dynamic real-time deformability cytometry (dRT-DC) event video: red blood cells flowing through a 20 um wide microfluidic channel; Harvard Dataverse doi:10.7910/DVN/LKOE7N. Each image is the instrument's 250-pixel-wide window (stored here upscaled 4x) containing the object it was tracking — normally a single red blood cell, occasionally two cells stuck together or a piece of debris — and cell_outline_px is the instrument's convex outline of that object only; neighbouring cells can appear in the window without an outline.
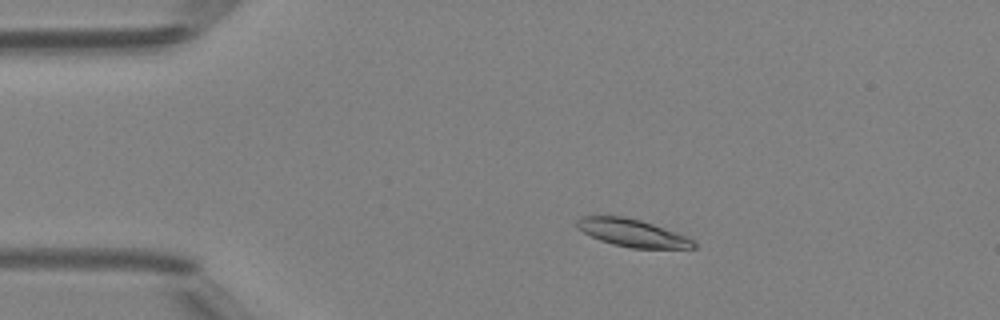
{"species": "Egyptian fruit bat (a non-hibernating species)", "species_latin": "Rousettus aegyptiacus", "temperature_condition": "room temperature", "stored_images_in_passage": 49, "camera_frame_rate_fps": 3000, "um_per_image_px": 0.085, "animal": {"sex": "female"}, "frame": {"image": 1, "passage_image": 9, "time_ms": 2.667, "image_size_px": [1000, 320], "cell_outline_px": [[696, 248], [632, 248], [612, 244], [600, 240], [576, 228], [576, 220], [580, 216], [624, 216], [640, 220], [688, 236], [696, 240]], "centroid_in_image_um": [53.77, 19.8], "position_along_channel_um": 31.2, "area_um2": 18.79}}
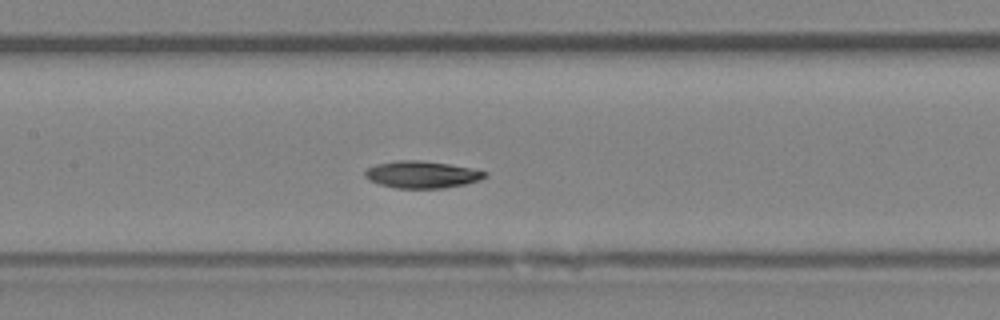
{"frame": {"image": 2, "passage_image": 23, "time_ms": 7.333, "image_size_px": [1000, 320], "cell_outline_px": [[488, 176], [480, 180], [464, 184], [444, 188], [396, 188], [380, 184], [368, 180], [364, 176], [364, 172], [368, 168], [376, 164], [396, 160], [420, 160], [448, 164], [488, 172]], "centroid_in_image_um": [35.84, 14.83], "position_along_channel_um": 171.6, "area_um2": 18.84}}
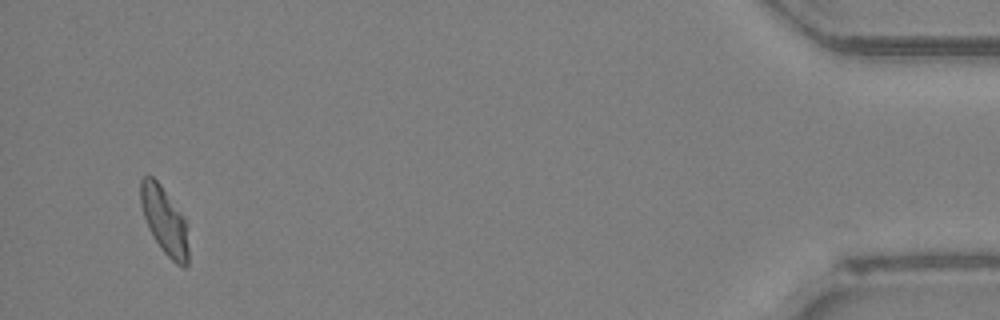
{"frame": {"image": 3, "passage_image": 47, "time_ms": 15.333, "image_size_px": [1000, 320], "cell_outline_px": [[188, 264], [184, 268], [176, 264], [160, 248], [152, 236], [148, 228], [140, 204], [140, 180], [144, 176], [152, 176], [160, 184], [184, 216], [188, 224]], "centroid_in_image_um": [14.0, 18.77], "position_along_channel_um": 421.2, "area_um2": 19.07}, "authors_computed_cell_mechanics": {"area_um2": 19.074, "velocity_mm_per_s": 4.1226, "shape_relaxation_time_tau1_ms": 3.402, "shape_relaxation_time_tau2_ms": 4.7272, "deformation_change_tau1": 0.1414, "deformation_change_tau2": 0.0518}}